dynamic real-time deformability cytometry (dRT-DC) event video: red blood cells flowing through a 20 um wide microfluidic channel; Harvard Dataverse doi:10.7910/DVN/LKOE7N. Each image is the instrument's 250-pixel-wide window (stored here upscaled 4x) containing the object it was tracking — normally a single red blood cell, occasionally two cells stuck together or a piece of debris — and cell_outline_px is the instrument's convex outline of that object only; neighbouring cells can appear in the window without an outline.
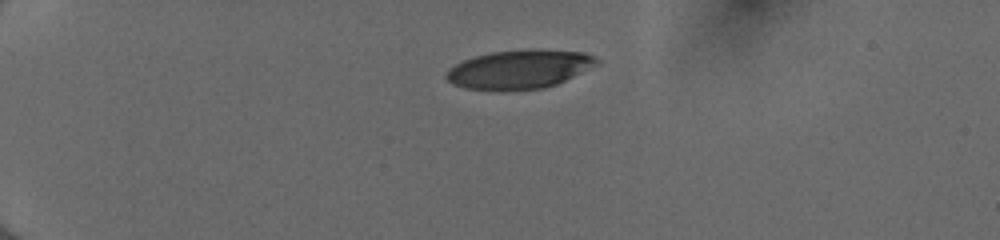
{"species": "human", "species_latin": "Homo sapiens", "temperature_condition": "cold", "stored_images_in_passage": 40, "camera_frame_rate_fps": 3000, "um_per_image_px": 0.085, "donor": {"sex": "female"}, "frame": {"image": 1, "passage_image": 1, "time_ms": 0.0, "image_size_px": [1000, 240], "cell_outline_px": [[600, 64], [556, 84], [544, 88], [508, 92], [500, 92], [464, 88], [452, 84], [444, 76], [444, 72], [448, 68], [464, 60], [476, 56], [492, 52], [584, 52], [596, 56], [600, 60]], "centroid_in_image_um": [44.09, 5.97], "position_along_channel_um": 40.9, "area_um2": 33.58}}
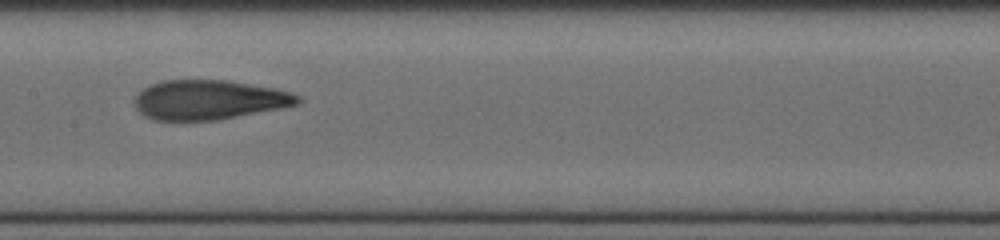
{"frame": {"image": 2, "passage_image": 17, "time_ms": 5.333, "image_size_px": [1000, 240], "cell_outline_px": [[300, 104], [280, 108], [216, 120], [152, 120], [144, 116], [136, 108], [132, 100], [148, 84], [160, 80], [228, 80], [276, 88], [292, 92], [300, 96]], "centroid_in_image_um": [17.74, 8.47], "position_along_channel_um": 189.7, "area_um2": 37.8}}
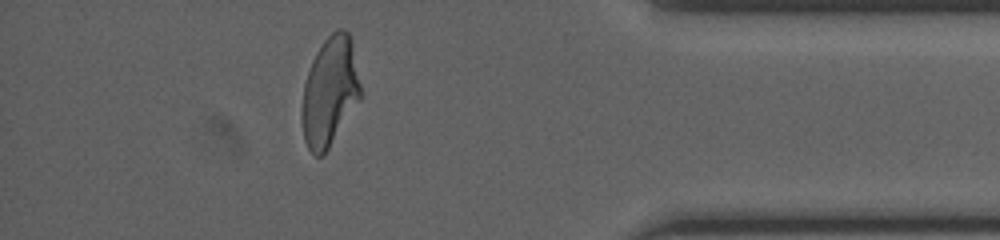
{"frame": {"image": 3, "passage_image": 35, "time_ms": 11.333, "image_size_px": [1000, 240], "cell_outline_px": [[360, 100], [324, 156], [316, 156], [308, 148], [304, 140], [300, 116], [300, 112], [304, 84], [312, 60], [316, 52], [324, 40], [336, 28], [344, 28], [348, 32], [352, 40], [360, 84]], "centroid_in_image_um": [28.02, 7.8], "position_along_channel_um": 407.2, "area_um2": 37.63}, "authors_computed_cell_mechanics": {"area_um2": 37.6856, "velocity_mm_per_s": 4.0455, "shape_relaxation_time_tau1_ms": 5.3257, "shape_relaxation_time_tau2_ms": 1.122, "deformation_change_tau1": 0.2392, "deformation_change_tau2": 0.096}}